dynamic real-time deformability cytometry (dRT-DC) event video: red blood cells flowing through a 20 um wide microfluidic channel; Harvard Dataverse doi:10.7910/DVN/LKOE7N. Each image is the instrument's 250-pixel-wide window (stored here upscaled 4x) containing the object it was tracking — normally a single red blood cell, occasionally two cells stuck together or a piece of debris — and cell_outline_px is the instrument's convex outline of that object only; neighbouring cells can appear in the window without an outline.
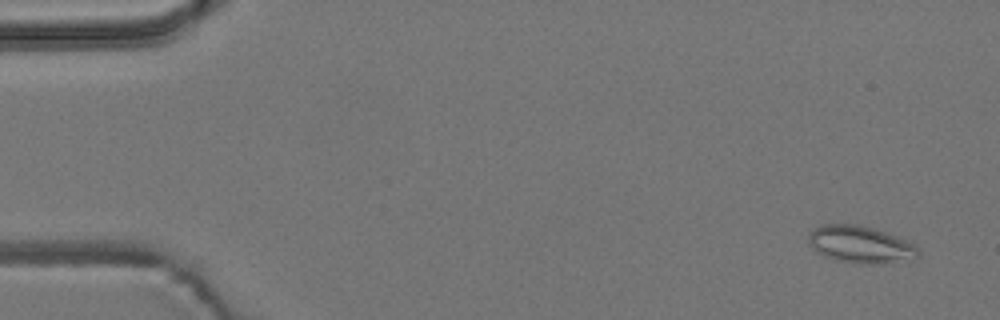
{"species": "common noctule bat (a hibernating species)", "species_latin": "Nyctalus noctula", "temperature_condition": "room temperature", "stored_images_in_passage": 6, "camera_frame_rate_fps": 3000, "um_per_image_px": 0.085, "animal": {"sex": "male", "body_mass_g": 19.2, "forearm_length_mm": 51.8}, "frame": {"image": 1, "passage_image": 1, "time_ms": 0.0, "image_size_px": [1000, 320], "cell_outline_px": [[920, 252], [916, 256], [872, 264], [836, 260], [824, 256], [816, 252], [808, 244], [808, 232], [812, 228], [820, 224], [860, 224], [908, 240], [920, 248]], "centroid_in_image_um": [73.03, 20.73], "position_along_channel_um": 12.0, "area_um2": 23.47}}